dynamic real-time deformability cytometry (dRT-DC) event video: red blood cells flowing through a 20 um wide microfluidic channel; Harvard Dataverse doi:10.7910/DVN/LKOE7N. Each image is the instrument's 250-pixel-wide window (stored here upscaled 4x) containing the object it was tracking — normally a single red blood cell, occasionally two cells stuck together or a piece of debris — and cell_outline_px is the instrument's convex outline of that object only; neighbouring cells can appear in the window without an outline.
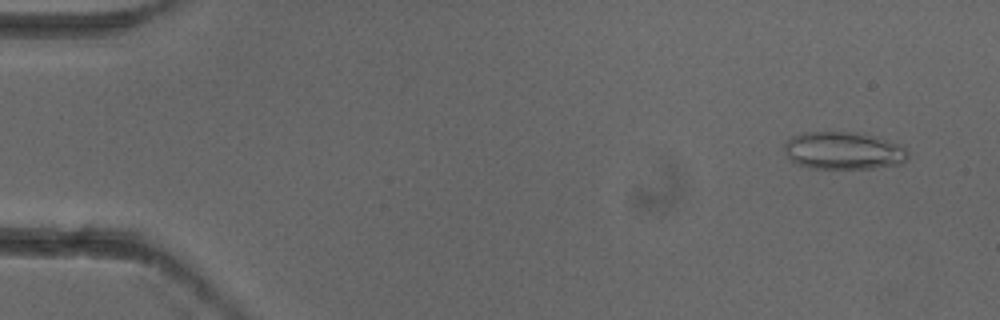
{"species": "common noctule bat (a hibernating species)", "species_latin": "Nyctalus noctula", "temperature_condition": "cold", "stored_images_in_passage": 6, "camera_frame_rate_fps": 3000, "um_per_image_px": 0.085, "animal": {"sex": "female"}, "frame": {"image": 1, "passage_image": 2, "time_ms": 0.333, "image_size_px": [1000, 320], "cell_outline_px": [[908, 160], [904, 164], [872, 168], [808, 168], [796, 164], [788, 160], [784, 152], [784, 144], [792, 136], [800, 132], [856, 132], [876, 136], [904, 144], [908, 152]], "centroid_in_image_um": [71.72, 12.8], "position_along_channel_um": 13.3, "area_um2": 27.8}}
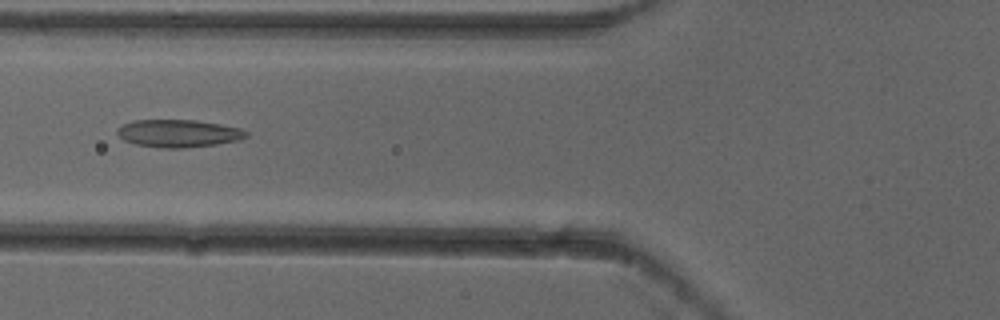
{"frame": {"image": 2, "passage_image": 6, "time_ms": 1.667, "image_size_px": [1000, 320], "cell_outline_px": [[248, 136], [240, 140], [216, 144], [184, 148], [160, 148], [136, 144], [124, 140], [116, 132], [116, 128], [124, 124], [136, 120], [196, 120], [220, 124], [240, 128], [248, 132]], "centroid_in_image_um": [15.18, 11.34], "position_along_channel_um": 110.6, "area_um2": 20.75}}